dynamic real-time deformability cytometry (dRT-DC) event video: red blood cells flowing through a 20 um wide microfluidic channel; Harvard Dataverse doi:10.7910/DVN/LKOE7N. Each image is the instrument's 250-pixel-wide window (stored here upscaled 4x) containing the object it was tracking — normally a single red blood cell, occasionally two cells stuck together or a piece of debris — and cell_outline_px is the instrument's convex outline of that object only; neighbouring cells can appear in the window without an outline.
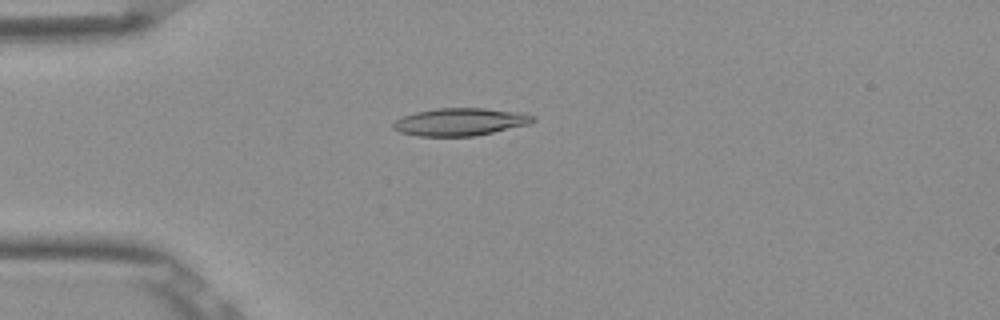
{"species": "Egyptian fruit bat (a non-hibernating species)", "species_latin": "Rousettus aegyptiacus", "temperature_condition": "room temperature", "stored_images_in_passage": 44, "camera_frame_rate_fps": 3000, "um_per_image_px": 0.085, "frame": {"image": 1, "passage_image": 6, "time_ms": 1.667, "image_size_px": [1000, 320], "cell_outline_px": [[536, 120], [528, 124], [492, 132], [472, 136], [416, 136], [400, 132], [392, 128], [392, 124], [396, 120], [404, 116], [416, 112], [436, 108], [484, 108], [516, 112], [536, 116]], "centroid_in_image_um": [39.08, 10.36], "position_along_channel_um": 45.9, "area_um2": 22.25}}
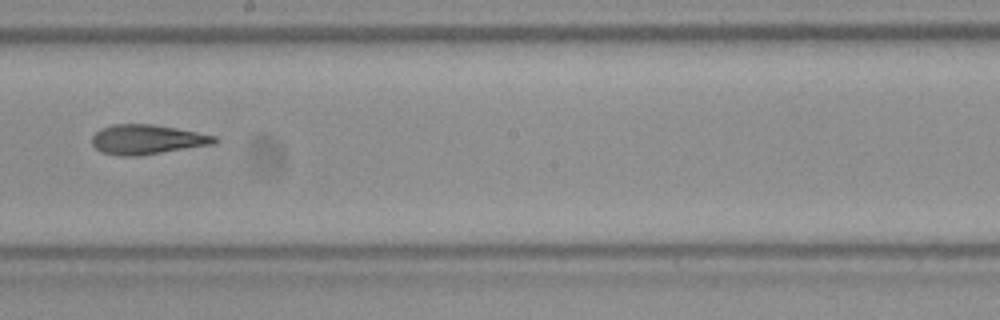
{"frame": {"image": 2, "passage_image": 22, "time_ms": 7.0, "image_size_px": [1000, 320], "cell_outline_px": [[220, 140], [216, 144], [140, 156], [116, 156], [100, 152], [92, 144], [92, 136], [100, 128], [112, 124], [156, 124], [216, 136]], "centroid_in_image_um": [12.5, 11.86], "position_along_channel_um": 235.7, "area_um2": 21.56}}
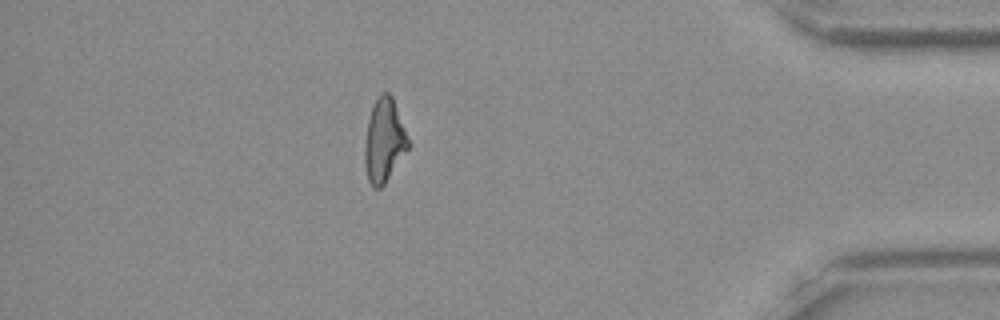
{"frame": {"image": 3, "passage_image": 38, "time_ms": 12.333, "image_size_px": [1000, 320], "cell_outline_px": [[408, 148], [384, 184], [380, 188], [376, 188], [368, 180], [364, 164], [364, 144], [368, 120], [372, 104], [384, 92], [388, 92], [392, 96], [408, 136]], "centroid_in_image_um": [32.63, 11.93], "position_along_channel_um": 402.6, "area_um2": 20.87}, "authors_computed_cell_mechanics": {"area_um2": 21.2704, "velocity_mm_per_s": 3.8985, "shape_relaxation_time_tau1_ms": null, "shape_relaxation_time_tau2_ms": 4.5664, "deformation_change_tau1": null, "deformation_change_tau2": 0.1575}}